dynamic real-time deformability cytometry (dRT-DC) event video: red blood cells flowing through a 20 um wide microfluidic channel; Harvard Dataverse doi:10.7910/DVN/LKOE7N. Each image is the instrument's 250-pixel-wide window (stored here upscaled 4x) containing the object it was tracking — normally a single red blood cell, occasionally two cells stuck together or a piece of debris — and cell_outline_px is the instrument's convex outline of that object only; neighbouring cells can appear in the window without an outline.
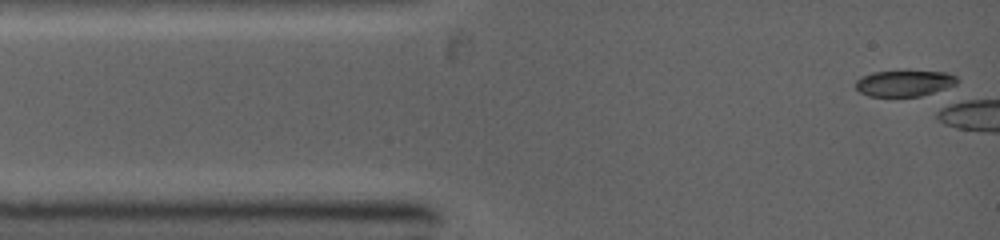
{"species": "common noctule bat (a hibernating species)", "species_latin": "Nyctalus noctula", "temperature_condition": "warm", "stored_images_in_passage": 2, "camera_frame_rate_fps": 5000, "um_per_image_px": 0.085, "animal": {"sex": "female", "body_mass_g": 19.0, "forearm_length_mm": 53.3}, "frame": {"image": 1, "passage_image": 1, "time_ms": 0.0, "image_size_px": [1000, 240], "cell_outline_px": [[960, 80], [956, 84], [920, 96], [868, 96], [860, 92], [856, 88], [856, 80], [860, 76], [872, 72], [900, 68], [908, 68], [948, 72], [956, 76]], "centroid_in_image_um": [76.87, 7.0], "position_along_channel_um": 8.1, "area_um2": 16.36}}